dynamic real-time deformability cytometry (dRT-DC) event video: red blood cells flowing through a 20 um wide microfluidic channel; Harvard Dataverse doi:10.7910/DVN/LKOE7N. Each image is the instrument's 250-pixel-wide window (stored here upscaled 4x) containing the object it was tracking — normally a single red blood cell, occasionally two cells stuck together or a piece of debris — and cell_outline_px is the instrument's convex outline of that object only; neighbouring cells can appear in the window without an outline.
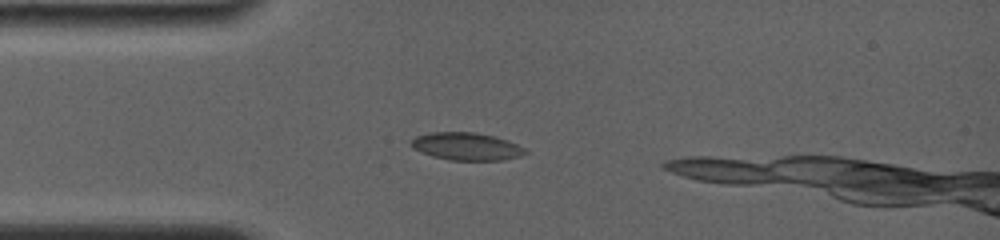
{"species": "common noctule bat (a hibernating species)", "species_latin": "Nyctalus noctula", "temperature_condition": "room temperature", "stored_images_in_passage": 21, "camera_frame_rate_fps": 4000, "um_per_image_px": 0.085, "animal": {"sex": "female", "body_mass_g": 19.0, "forearm_length_mm": 56.7}, "frame": {"image": 1, "passage_image": 5, "time_ms": 1.5, "image_size_px": [1000, 240], "cell_outline_px": [[528, 152], [520, 156], [504, 160], [452, 160], [432, 156], [420, 152], [412, 148], [408, 144], [408, 140], [416, 136], [432, 132], [476, 132], [496, 136], [508, 140], [524, 148]], "centroid_in_image_um": [39.61, 12.43], "position_along_channel_um": 45.4, "area_um2": 18.61}}
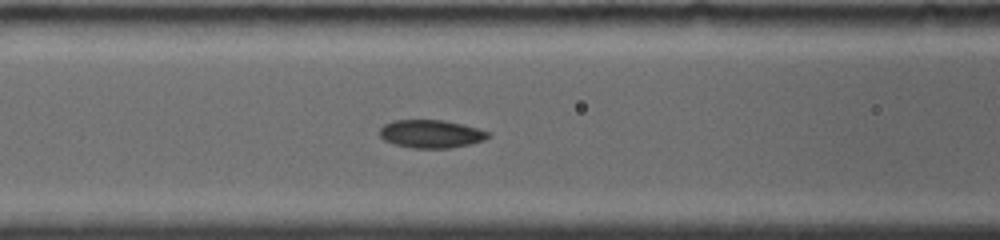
{"frame": {"image": 2, "passage_image": 13, "time_ms": 4.0, "image_size_px": [1000, 240], "cell_outline_px": [[492, 136], [484, 140], [468, 144], [448, 148], [412, 148], [396, 144], [384, 140], [380, 136], [380, 128], [384, 124], [392, 120], [444, 120], [492, 132]], "centroid_in_image_um": [36.65, 11.37], "position_along_channel_um": 130.0, "area_um2": 17.69}}
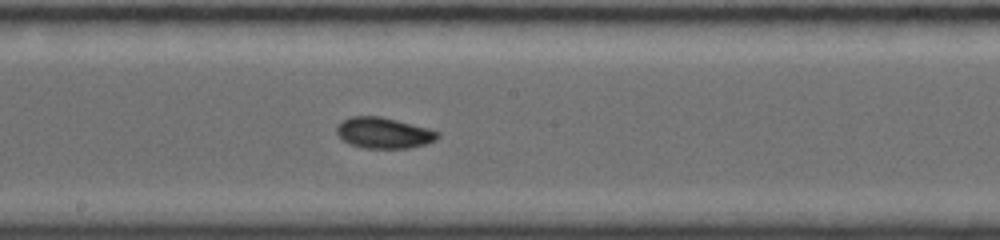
{"frame": {"image": 3, "passage_image": 20, "time_ms": 6.25, "image_size_px": [1000, 240], "cell_outline_px": [[440, 136], [436, 140], [424, 144], [408, 148], [364, 148], [348, 144], [336, 132], [336, 124], [340, 120], [352, 116], [380, 116], [428, 128], [440, 132]], "centroid_in_image_um": [32.59, 11.29], "position_along_channel_um": 215.6, "area_um2": 18.26}}